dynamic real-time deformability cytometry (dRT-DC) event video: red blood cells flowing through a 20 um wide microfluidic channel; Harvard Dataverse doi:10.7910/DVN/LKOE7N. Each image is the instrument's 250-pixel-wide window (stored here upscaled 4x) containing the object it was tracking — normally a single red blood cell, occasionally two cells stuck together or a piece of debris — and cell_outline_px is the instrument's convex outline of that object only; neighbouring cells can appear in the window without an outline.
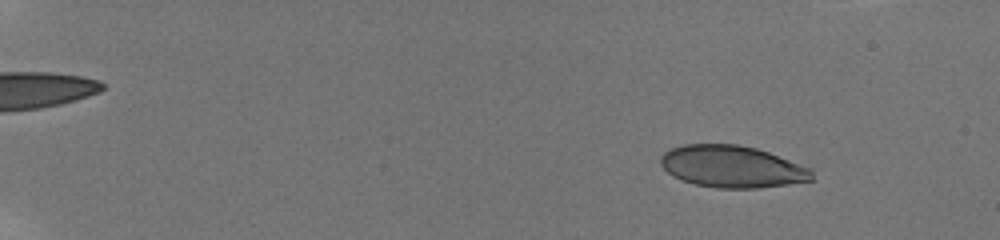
{"species": "human", "species_latin": "Homo sapiens", "temperature_condition": "room temperature", "stored_images_in_passage": 55, "camera_frame_rate_fps": 3000, "um_per_image_px": 0.085, "donor": {"sex": "male"}, "frame": {"image": 1, "passage_image": 8, "time_ms": 2.333, "image_size_px": [1000, 240], "cell_outline_px": [[816, 180], [788, 184], [756, 188], [716, 188], [696, 184], [680, 180], [672, 176], [660, 164], [660, 156], [664, 152], [672, 148], [684, 144], [736, 144], [756, 148], [768, 152], [812, 168]], "centroid_in_image_um": [62.25, 14.16], "position_along_channel_um": 22.8, "area_um2": 37.22}}
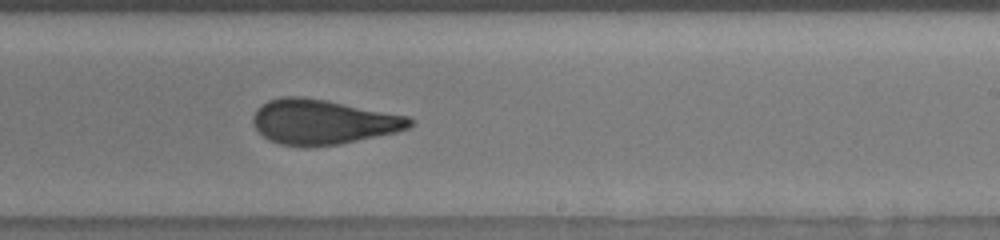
{"frame": {"image": 2, "passage_image": 39, "time_ms": 12.667, "image_size_px": [1000, 240], "cell_outline_px": [[412, 124], [408, 128], [396, 132], [340, 144], [312, 148], [304, 148], [280, 144], [268, 140], [256, 128], [252, 120], [252, 116], [256, 108], [268, 100], [284, 96], [300, 96], [324, 100], [408, 116], [412, 120]], "centroid_in_image_um": [27.39, 10.38], "position_along_channel_um": 261.6, "area_um2": 41.04}}
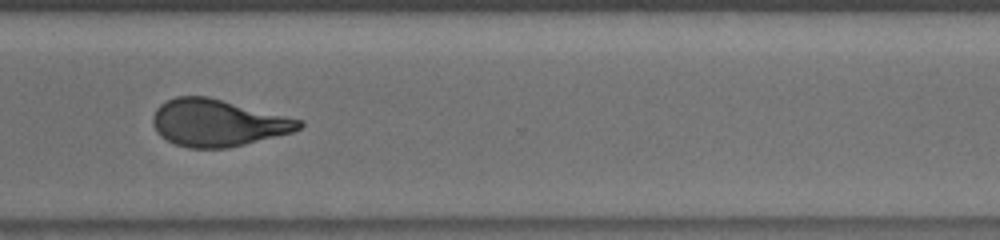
{"frame": {"image": 3, "passage_image": 46, "time_ms": 15.0, "image_size_px": [1000, 240], "cell_outline_px": [[304, 124], [300, 128], [292, 132], [228, 148], [188, 148], [176, 144], [160, 136], [156, 132], [152, 124], [152, 116], [156, 108], [160, 104], [176, 96], [208, 96], [304, 120]], "centroid_in_image_um": [18.49, 10.43], "position_along_channel_um": 352.1, "area_um2": 40.11}}